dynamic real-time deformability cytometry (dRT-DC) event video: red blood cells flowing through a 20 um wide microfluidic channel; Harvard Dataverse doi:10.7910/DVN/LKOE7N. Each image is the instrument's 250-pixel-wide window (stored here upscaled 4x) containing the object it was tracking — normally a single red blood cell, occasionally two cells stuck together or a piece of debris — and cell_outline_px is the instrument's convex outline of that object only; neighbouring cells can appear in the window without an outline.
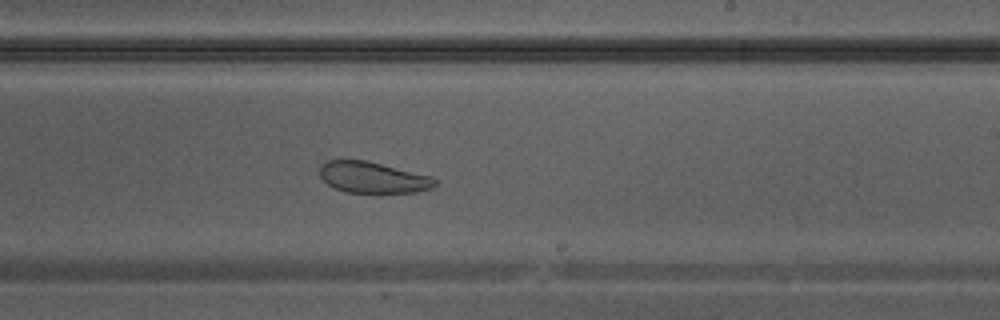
{"species": "Egyptian fruit bat (a non-hibernating species)", "species_latin": "Rousettus aegyptiacus", "temperature_condition": "warm", "stored_images_in_passage": 41, "camera_frame_rate_fps": 3000, "um_per_image_px": 0.085, "animal": {"sex": "male"}, "frame": {"image": 1, "passage_image": 24, "time_ms": 7.667, "image_size_px": [1000, 320], "cell_outline_px": [[436, 184], [432, 188], [416, 192], [380, 196], [344, 192], [332, 188], [320, 176], [320, 164], [328, 160], [364, 160], [432, 176], [436, 180]], "centroid_in_image_um": [31.7, 15.15], "position_along_channel_um": 257.3, "area_um2": 21.85}}
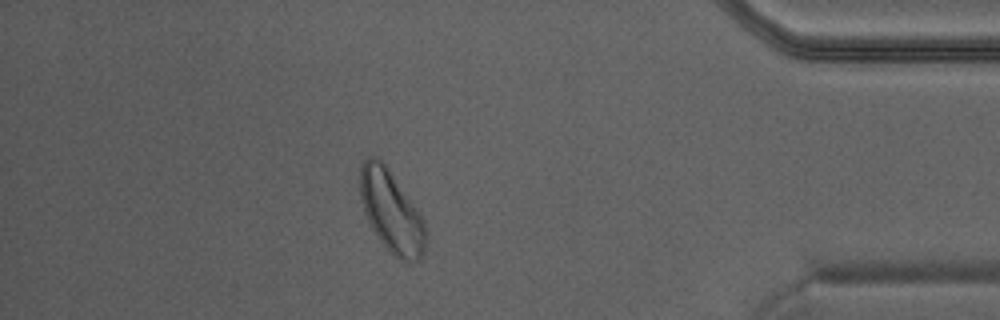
{"frame": {"image": 2, "passage_image": 35, "time_ms": 11.333, "image_size_px": [1000, 320], "cell_outline_px": [[428, 232], [424, 252], [420, 260], [400, 260], [380, 240], [372, 228], [364, 212], [360, 196], [360, 168], [364, 160], [368, 156], [372, 156], [380, 160], [388, 168], [420, 212], [424, 220]], "centroid_in_image_um": [33.29, 17.97], "position_along_channel_um": 401.9, "area_um2": 31.1}}